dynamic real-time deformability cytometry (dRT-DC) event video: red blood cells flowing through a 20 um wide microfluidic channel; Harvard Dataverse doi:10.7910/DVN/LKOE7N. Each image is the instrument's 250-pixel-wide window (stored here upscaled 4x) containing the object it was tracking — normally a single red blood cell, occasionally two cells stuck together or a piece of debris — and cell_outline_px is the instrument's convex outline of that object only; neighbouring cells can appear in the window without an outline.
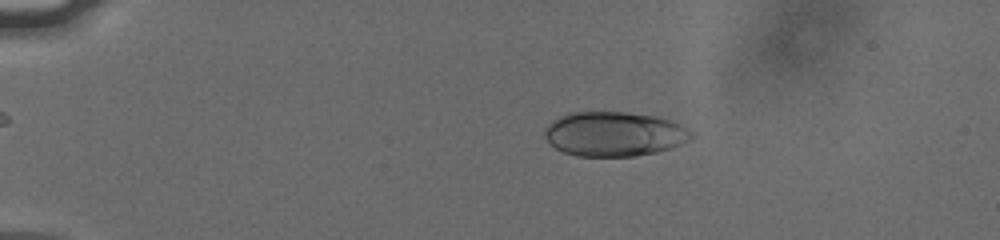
{"species": "human", "species_latin": "Homo sapiens", "temperature_condition": "cold", "stored_images_in_passage": 55, "camera_frame_rate_fps": 3000, "um_per_image_px": 0.085, "donor": {"sex": "male"}, "frame": {"image": 1, "passage_image": 12, "time_ms": 3.667, "image_size_px": [1000, 240], "cell_outline_px": [[696, 136], [680, 144], [656, 152], [636, 156], [576, 156], [564, 152], [556, 148], [544, 136], [544, 128], [552, 120], [568, 112], [624, 112], [656, 116], [680, 124], [688, 128]], "centroid_in_image_um": [52.2, 11.38], "position_along_channel_um": 32.8, "area_um2": 38.09}}
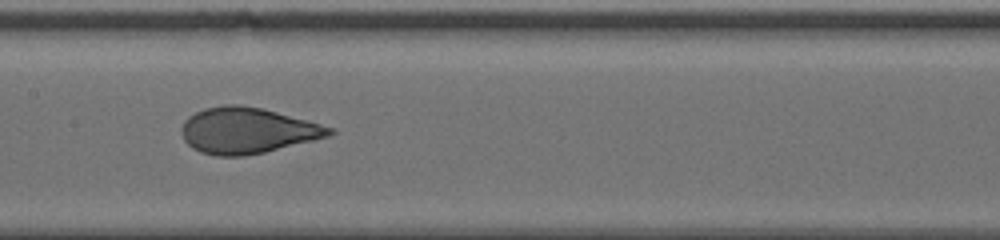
{"frame": {"image": 2, "passage_image": 30, "time_ms": 9.667, "image_size_px": [1000, 240], "cell_outline_px": [[336, 132], [328, 136], [264, 152], [244, 156], [216, 156], [200, 152], [192, 148], [184, 140], [180, 132], [180, 128], [184, 120], [188, 116], [204, 108], [224, 104], [236, 104], [260, 108], [276, 112], [320, 124], [332, 128]], "centroid_in_image_um": [20.94, 11.09], "position_along_channel_um": 186.5, "area_um2": 39.3}}
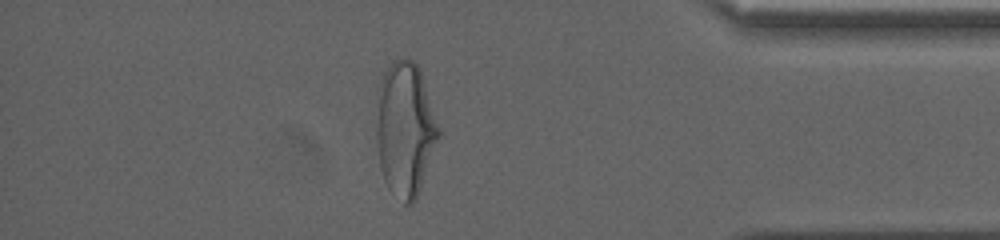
{"frame": {"image": 3, "passage_image": 49, "time_ms": 16.0, "image_size_px": [1000, 240], "cell_outline_px": [[440, 136], [416, 200], [412, 204], [404, 204], [388, 188], [384, 180], [380, 168], [376, 140], [376, 120], [380, 80], [384, 72], [392, 60], [412, 60], [420, 68], [440, 128]], "centroid_in_image_um": [34.44, 11.0], "position_along_channel_um": 400.8, "area_um2": 48.78}, "authors_computed_cell_mechanics": {"area_um2": 39.4774, "velocity_mm_per_s": 3.7988, "shape_relaxation_time_tau1_ms": 4.686, "shape_relaxation_time_tau2_ms": null, "deformation_change_tau1": 0.1838, "deformation_change_tau2": null}}